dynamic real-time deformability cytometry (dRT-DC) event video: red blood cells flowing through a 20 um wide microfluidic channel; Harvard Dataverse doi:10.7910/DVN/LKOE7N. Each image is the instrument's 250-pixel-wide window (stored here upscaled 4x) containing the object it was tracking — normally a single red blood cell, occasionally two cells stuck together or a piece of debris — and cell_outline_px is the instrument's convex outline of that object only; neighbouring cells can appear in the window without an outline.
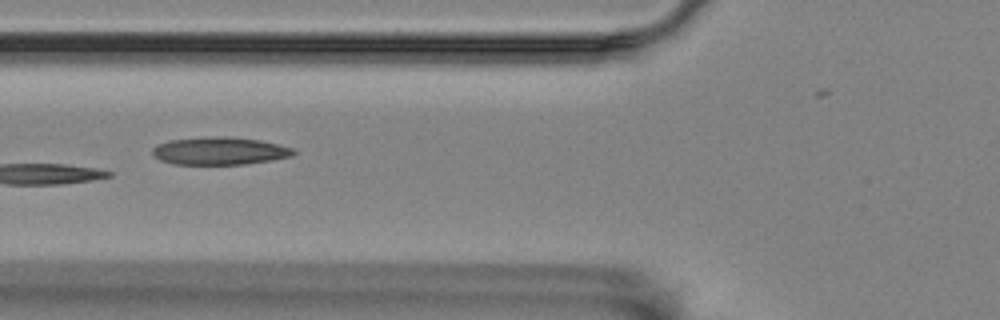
{"species": "Egyptian fruit bat (a non-hibernating species)", "species_latin": "Rousettus aegyptiacus", "temperature_condition": "room temperature", "stored_images_in_passage": 9, "camera_frame_rate_fps": 3000, "um_per_image_px": 0.085, "animal": {"sex": "female"}, "frame": {"image": 1, "passage_image": 6, "time_ms": 1.667, "image_size_px": [1000, 320], "cell_outline_px": [[296, 152], [292, 156], [272, 160], [244, 164], [172, 164], [160, 160], [152, 156], [152, 148], [156, 144], [168, 140], [204, 136], [224, 136], [260, 140], [292, 148]], "centroid_in_image_um": [18.6, 12.82], "position_along_channel_um": 107.2, "area_um2": 22.95}}
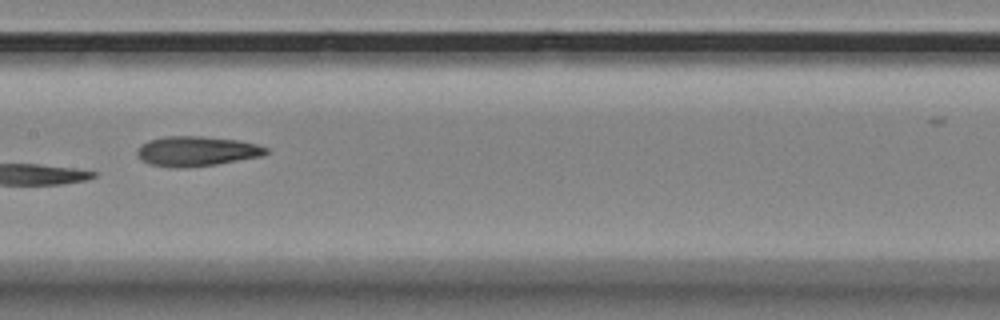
{"frame": {"image": 2, "passage_image": 8, "time_ms": 2.333, "image_size_px": [1000, 320], "cell_outline_px": [[268, 152], [260, 156], [216, 164], [184, 168], [176, 168], [148, 164], [140, 160], [136, 152], [136, 148], [140, 144], [148, 140], [164, 136], [204, 136], [240, 140], [256, 144], [268, 148]], "centroid_in_image_um": [16.64, 12.84], "position_along_channel_um": 190.8, "area_um2": 22.66}}